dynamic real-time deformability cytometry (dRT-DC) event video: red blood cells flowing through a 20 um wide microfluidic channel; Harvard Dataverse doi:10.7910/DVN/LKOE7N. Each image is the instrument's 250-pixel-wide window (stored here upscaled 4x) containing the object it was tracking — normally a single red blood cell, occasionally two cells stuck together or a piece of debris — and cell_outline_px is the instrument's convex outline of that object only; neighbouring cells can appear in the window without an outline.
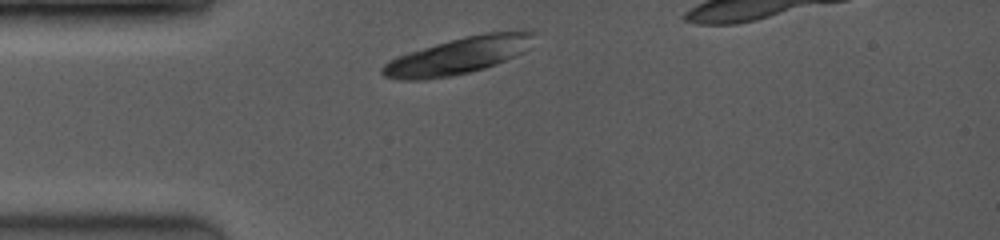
{"species": "common noctule bat (a hibernating species)", "species_latin": "Nyctalus noctula", "temperature_condition": "room temperature", "stored_images_in_passage": 1, "camera_frame_rate_fps": 3500, "um_per_image_px": 0.085, "animal": {"sex": "female", "body_mass_g": 19.0, "forearm_length_mm": 53.3}, "frame": {"image": 1, "passage_image": 1, "time_ms": 0.0, "image_size_px": [1000, 240], "cell_outline_px": [[536, 32], [524, 52], [496, 64], [484, 68], [468, 72], [448, 76], [424, 80], [400, 80], [384, 76], [380, 72], [380, 68], [384, 64], [408, 52], [464, 36], [484, 32], [520, 28], [532, 28]], "centroid_in_image_um": [39.04, 4.69], "position_along_channel_um": 46.0, "area_um2": 32.66}}